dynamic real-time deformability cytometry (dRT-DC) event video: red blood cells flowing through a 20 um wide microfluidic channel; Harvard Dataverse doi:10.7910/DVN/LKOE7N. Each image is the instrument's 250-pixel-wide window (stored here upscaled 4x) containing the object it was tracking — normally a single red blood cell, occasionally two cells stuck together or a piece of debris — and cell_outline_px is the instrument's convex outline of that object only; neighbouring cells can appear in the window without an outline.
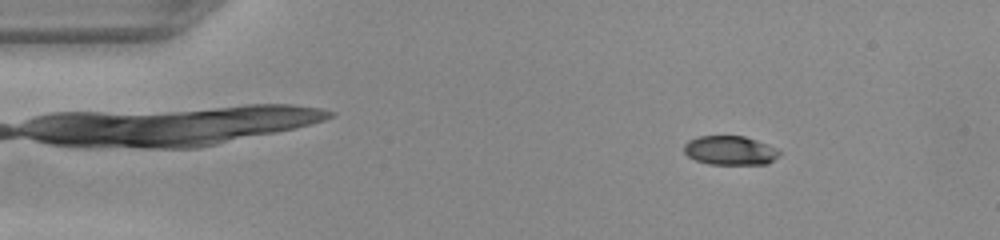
{"species": "common noctule bat (a hibernating species)", "species_latin": "Nyctalus noctula", "temperature_condition": "warm", "stored_images_in_passage": 47, "camera_frame_rate_fps": 3000, "um_per_image_px": 0.085, "animal": {"sex": "female", "body_mass_g": 22.0, "forearm_length_mm": 56.7}, "frame": {"image": 1, "passage_image": 5, "time_ms": 1.333, "image_size_px": [1000, 240], "cell_outline_px": [[780, 152], [768, 164], [708, 164], [696, 160], [688, 156], [684, 152], [684, 144], [688, 140], [696, 136], [744, 136], [756, 140], [776, 148]], "centroid_in_image_um": [62.01, 12.78], "position_along_channel_um": 23.0, "area_um2": 16.07}}
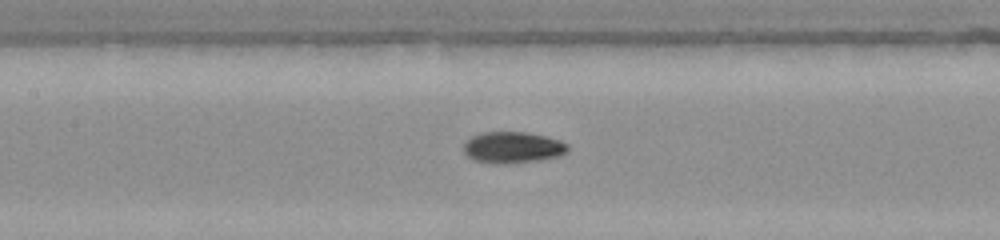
{"frame": {"image": 2, "passage_image": 21, "time_ms": 6.667, "image_size_px": [1000, 240], "cell_outline_px": [[568, 152], [560, 156], [540, 160], [508, 164], [492, 164], [472, 160], [464, 152], [464, 144], [472, 136], [484, 132], [524, 132], [548, 136], [560, 140], [568, 144]], "centroid_in_image_um": [43.6, 12.55], "position_along_channel_um": 163.8, "area_um2": 19.31}}
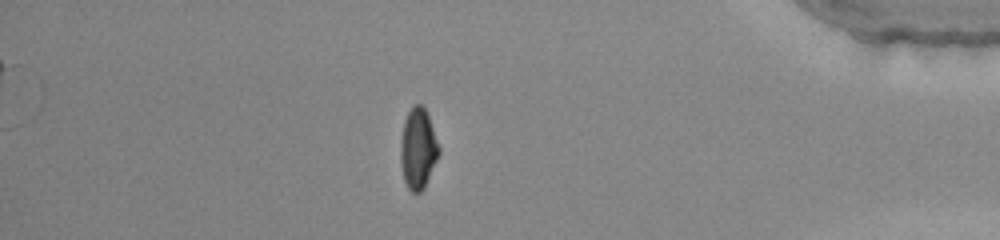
{"frame": {"image": 3, "passage_image": 41, "time_ms": 13.333, "image_size_px": [1000, 240], "cell_outline_px": [[440, 152], [424, 188], [420, 192], [412, 192], [408, 188], [404, 180], [400, 164], [400, 140], [404, 120], [412, 104], [420, 104], [424, 108], [428, 116], [440, 148]], "centroid_in_image_um": [35.51, 12.63], "position_along_channel_um": 399.7, "area_um2": 18.03}}